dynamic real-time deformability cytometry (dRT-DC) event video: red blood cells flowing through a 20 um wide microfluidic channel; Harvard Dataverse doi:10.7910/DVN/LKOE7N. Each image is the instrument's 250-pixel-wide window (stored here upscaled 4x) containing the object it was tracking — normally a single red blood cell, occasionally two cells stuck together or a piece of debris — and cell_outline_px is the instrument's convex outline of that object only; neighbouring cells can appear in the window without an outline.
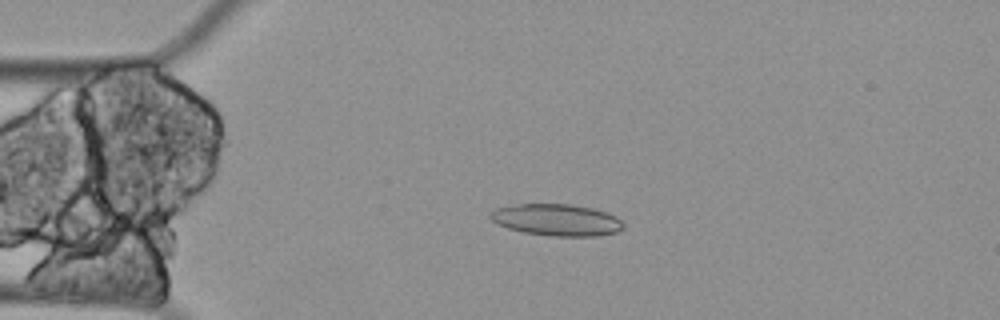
{"species": "Egyptian fruit bat (a non-hibernating species)", "species_latin": "Rousettus aegyptiacus", "temperature_condition": "cold", "stored_images_in_passage": 60, "camera_frame_rate_fps": 3000, "um_per_image_px": 0.085, "animal": {"sex": "female"}, "frame": {"image": 1, "passage_image": 14, "time_ms": 4.333, "image_size_px": [1000, 320], "cell_outline_px": [[624, 228], [616, 232], [596, 236], [548, 236], [524, 232], [508, 228], [492, 220], [488, 216], [496, 208], [520, 204], [572, 204], [592, 208], [616, 216], [624, 224]], "centroid_in_image_um": [47.34, 18.69], "position_along_channel_um": 37.7, "area_um2": 24.45}}
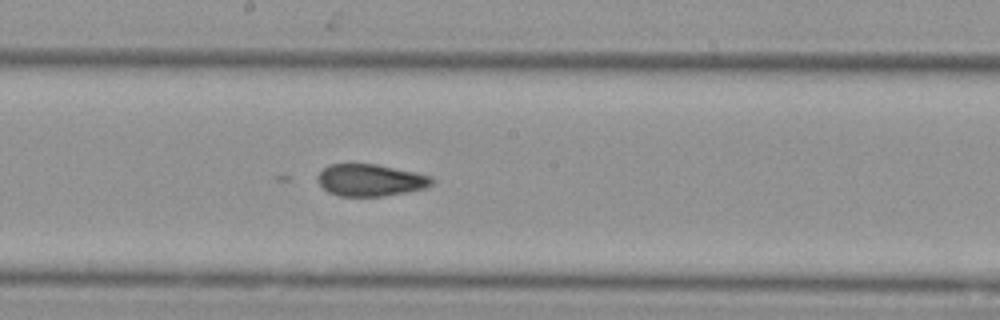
{"frame": {"image": 2, "passage_image": 32, "time_ms": 10.333, "image_size_px": [1000, 320], "cell_outline_px": [[432, 184], [428, 188], [384, 196], [340, 196], [328, 192], [316, 180], [316, 176], [328, 164], [376, 164], [416, 172], [432, 176]], "centroid_in_image_um": [31.49, 15.31], "position_along_channel_um": 216.7, "area_um2": 21.39}}
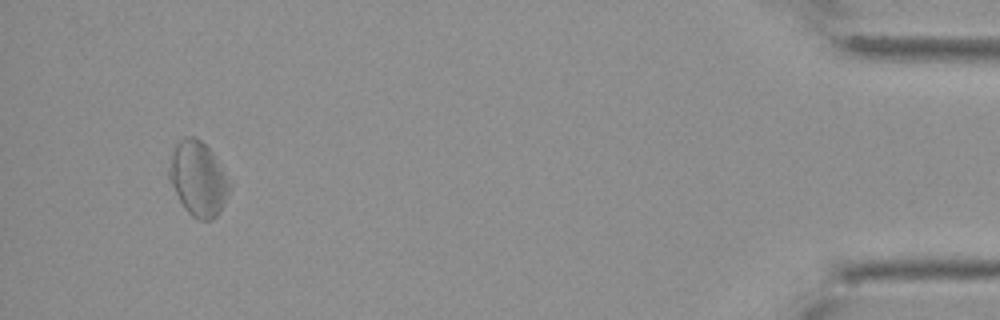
{"frame": {"image": 3, "passage_image": 57, "time_ms": 18.667, "image_size_px": [1000, 320], "cell_outline_px": [[232, 184], [224, 204], [220, 212], [212, 220], [196, 220], [184, 208], [168, 180], [168, 168], [172, 152], [176, 144], [180, 140], [188, 136], [196, 136], [208, 148]], "centroid_in_image_um": [16.82, 15.22], "position_along_channel_um": 418.4, "area_um2": 26.18}}